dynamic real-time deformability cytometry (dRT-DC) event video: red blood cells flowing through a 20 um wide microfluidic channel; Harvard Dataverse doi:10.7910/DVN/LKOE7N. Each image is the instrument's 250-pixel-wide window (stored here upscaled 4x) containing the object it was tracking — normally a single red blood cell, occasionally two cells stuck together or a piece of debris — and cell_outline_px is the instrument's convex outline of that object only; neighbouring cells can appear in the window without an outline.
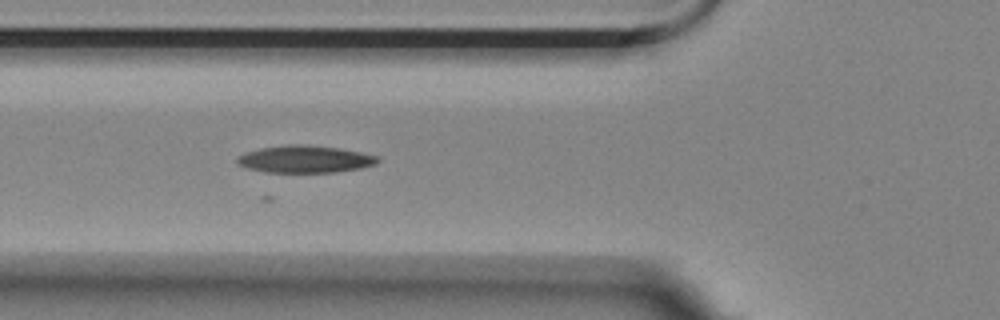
{"species": "Egyptian fruit bat (a non-hibernating species)", "species_latin": "Rousettus aegyptiacus", "temperature_condition": "room temperature", "stored_images_in_passage": 5, "camera_frame_rate_fps": 3000, "um_per_image_px": 0.085, "animal": {"sex": "female"}, "frame": {"image": 1, "passage_image": 5, "time_ms": 1.333, "image_size_px": [1000, 320], "cell_outline_px": [[380, 160], [376, 164], [360, 168], [336, 172], [268, 172], [248, 168], [236, 164], [236, 160], [244, 152], [260, 148], [288, 144], [304, 144], [340, 148], [380, 156]], "centroid_in_image_um": [25.94, 13.52], "position_along_channel_um": 99.9, "area_um2": 22.37}}